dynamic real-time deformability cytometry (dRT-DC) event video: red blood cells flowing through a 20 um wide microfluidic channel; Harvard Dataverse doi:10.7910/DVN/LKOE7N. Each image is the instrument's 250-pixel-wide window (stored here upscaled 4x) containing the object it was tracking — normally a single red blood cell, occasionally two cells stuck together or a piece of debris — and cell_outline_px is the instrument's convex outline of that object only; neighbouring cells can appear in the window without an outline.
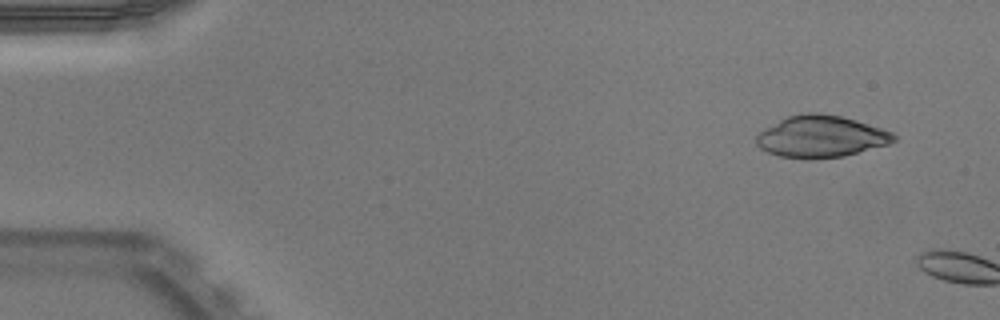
{"species": "Egyptian fruit bat (a non-hibernating species)", "species_latin": "Rousettus aegyptiacus", "temperature_condition": "warm", "stored_images_in_passage": 4, "camera_frame_rate_fps": 3000, "um_per_image_px": 0.085, "animal": {"sex": "male"}, "frame": {"image": 1, "passage_image": 2, "time_ms": 0.333, "image_size_px": [1000, 320], "cell_outline_px": [[896, 140], [888, 144], [844, 156], [816, 160], [808, 160], [780, 156], [768, 152], [760, 148], [756, 144], [756, 136], [764, 128], [788, 116], [808, 112], [820, 112], [840, 116], [856, 120], [892, 132], [896, 136]], "centroid_in_image_um": [69.76, 11.62], "position_along_channel_um": 15.2, "area_um2": 33.58}}